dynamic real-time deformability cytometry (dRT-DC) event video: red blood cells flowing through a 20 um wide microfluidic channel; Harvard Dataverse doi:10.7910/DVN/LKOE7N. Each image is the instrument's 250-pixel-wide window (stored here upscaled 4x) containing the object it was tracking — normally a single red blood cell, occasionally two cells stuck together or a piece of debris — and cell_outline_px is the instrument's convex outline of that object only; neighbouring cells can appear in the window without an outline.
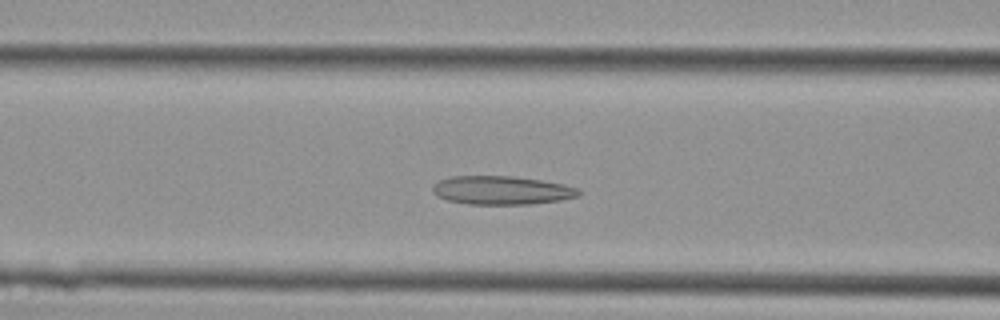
{"species": "Egyptian fruit bat (a non-hibernating species)", "species_latin": "Rousettus aegyptiacus", "temperature_condition": "cold", "stored_images_in_passage": 39, "camera_frame_rate_fps": 3000, "um_per_image_px": 0.085, "animal": {"sex": "female"}, "frame": {"image": 1, "passage_image": 13, "time_ms": 4.0, "image_size_px": [1000, 320], "cell_outline_px": [[580, 196], [560, 200], [532, 204], [468, 204], [448, 200], [436, 196], [432, 192], [432, 184], [440, 180], [452, 176], [512, 176], [540, 180], [564, 184], [576, 188], [580, 192]], "centroid_in_image_um": [42.61, 16.17], "position_along_channel_um": 124.0, "area_um2": 24.33}}
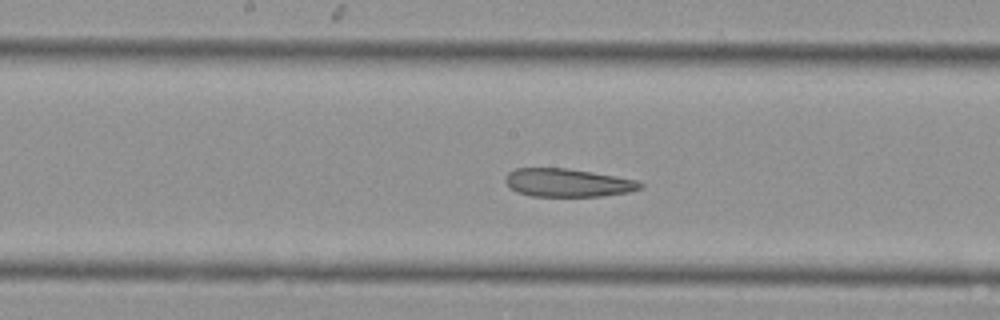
{"frame": {"image": 2, "passage_image": 18, "time_ms": 5.667, "image_size_px": [1000, 320], "cell_outline_px": [[644, 188], [628, 192], [604, 196], [532, 196], [516, 192], [508, 188], [504, 180], [504, 176], [508, 172], [516, 168], [568, 168], [592, 172], [636, 180], [644, 184]], "centroid_in_image_um": [48.22, 15.53], "position_along_channel_um": 200.0, "area_um2": 22.37}}
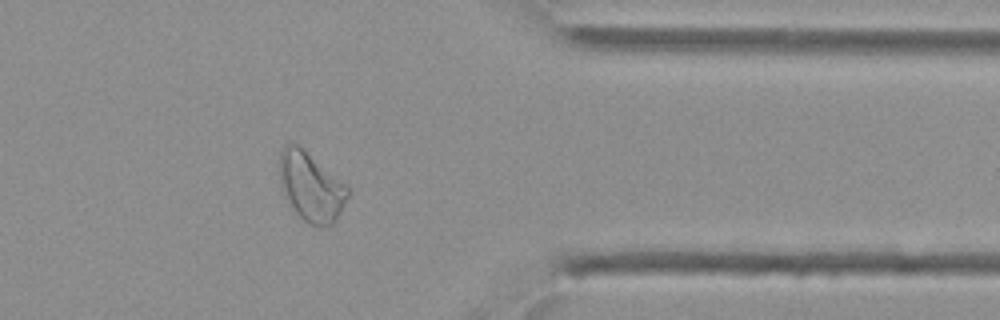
{"frame": {"image": 3, "passage_image": 31, "time_ms": 10.0, "image_size_px": [1000, 320], "cell_outline_px": [[348, 196], [340, 212], [332, 224], [320, 228], [316, 228], [304, 220], [296, 212], [284, 196], [280, 180], [280, 152], [284, 144], [296, 144], [344, 184], [348, 188]], "centroid_in_image_um": [26.4, 15.92], "position_along_channel_um": 385.0, "area_um2": 26.59}}